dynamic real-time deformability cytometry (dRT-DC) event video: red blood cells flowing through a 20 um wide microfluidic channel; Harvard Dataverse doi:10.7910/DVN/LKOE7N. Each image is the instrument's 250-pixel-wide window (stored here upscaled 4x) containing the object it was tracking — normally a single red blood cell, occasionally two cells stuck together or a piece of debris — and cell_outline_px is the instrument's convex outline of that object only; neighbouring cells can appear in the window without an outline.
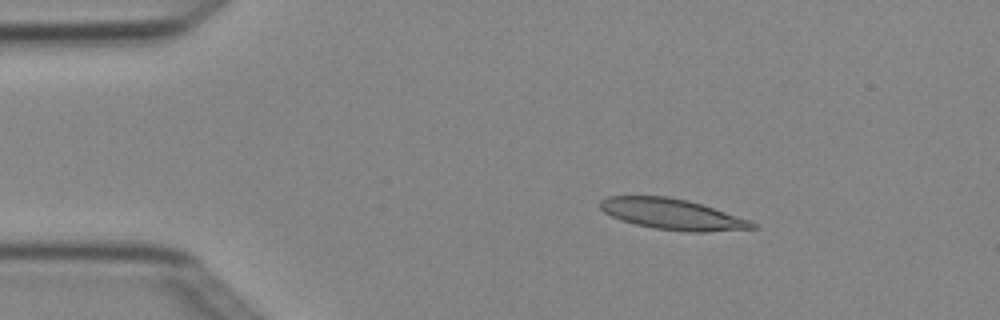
{"species": "Egyptian fruit bat (a non-hibernating species)", "species_latin": "Rousettus aegyptiacus", "temperature_condition": "cold", "stored_images_in_passage": 4, "camera_frame_rate_fps": 3000, "um_per_image_px": 0.085, "animal": {"sex": "female"}, "frame": {"image": 1, "passage_image": 1, "time_ms": 0.0, "image_size_px": [1000, 320], "cell_outline_px": [[760, 228], [704, 232], [688, 232], [656, 228], [636, 224], [620, 220], [604, 212], [600, 208], [600, 200], [608, 196], [668, 196], [688, 200], [752, 220]], "centroid_in_image_um": [57.18, 18.21], "position_along_channel_um": 27.8, "area_um2": 27.34}}
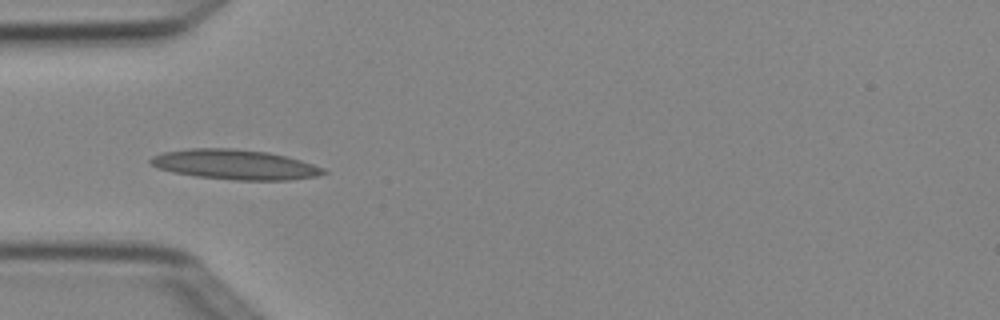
{"frame": {"image": 2, "passage_image": 3, "time_ms": 0.667, "image_size_px": [1000, 320], "cell_outline_px": [[328, 172], [316, 176], [292, 180], [236, 180], [196, 176], [172, 172], [156, 168], [148, 164], [148, 160], [152, 156], [160, 152], [188, 148], [232, 148], [268, 152], [288, 156], [324, 168]], "centroid_in_image_um": [19.91, 13.98], "position_along_channel_um": 65.1, "area_um2": 30.46}}
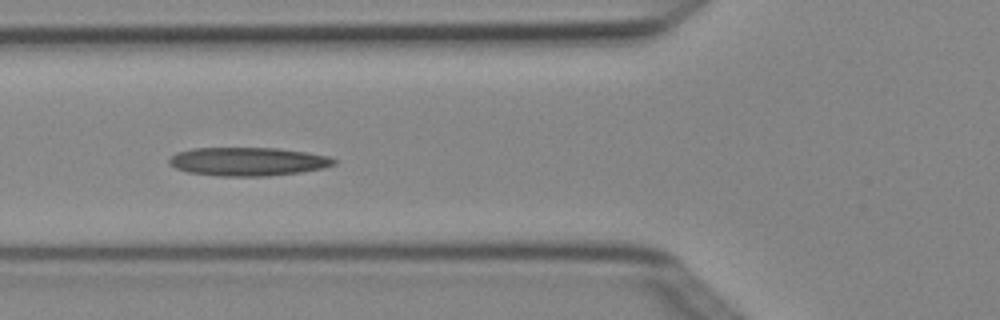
{"frame": {"image": 3, "passage_image": 4, "time_ms": 1.0, "image_size_px": [1000, 320], "cell_outline_px": [[336, 164], [324, 168], [300, 172], [268, 176], [220, 176], [188, 172], [176, 168], [168, 164], [168, 160], [176, 152], [192, 148], [276, 148], [308, 152], [328, 156], [336, 160]], "centroid_in_image_um": [21.07, 13.73], "position_along_channel_um": 104.7, "area_um2": 27.46}}